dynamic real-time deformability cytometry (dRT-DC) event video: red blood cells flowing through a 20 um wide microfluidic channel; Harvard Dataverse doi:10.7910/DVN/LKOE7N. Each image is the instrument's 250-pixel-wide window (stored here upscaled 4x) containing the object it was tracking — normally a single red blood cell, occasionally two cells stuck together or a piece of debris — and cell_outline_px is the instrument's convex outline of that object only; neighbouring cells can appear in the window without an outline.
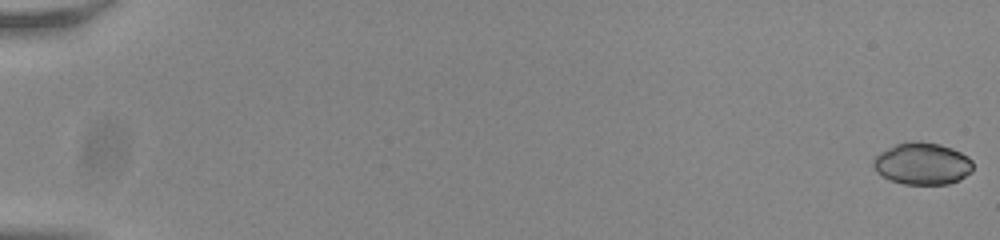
{"species": "common noctule bat (a hibernating species)", "species_latin": "Nyctalus noctula", "temperature_condition": "room temperature", "stored_images_in_passage": 45, "camera_frame_rate_fps": 3000, "um_per_image_px": 0.085, "animal": {"sex": "male", "body_mass_g": 20.0, "forearm_length_mm": 53.3}, "frame": {"image": 1, "passage_image": 1, "time_ms": 0.0, "image_size_px": [1000, 240], "cell_outline_px": [[972, 172], [960, 180], [948, 184], [904, 184], [888, 180], [876, 172], [872, 164], [872, 160], [880, 152], [896, 144], [912, 140], [920, 140], [940, 144], [952, 148], [968, 156], [972, 160]], "centroid_in_image_um": [78.39, 13.9], "position_along_channel_um": 6.6, "area_um2": 24.74}}
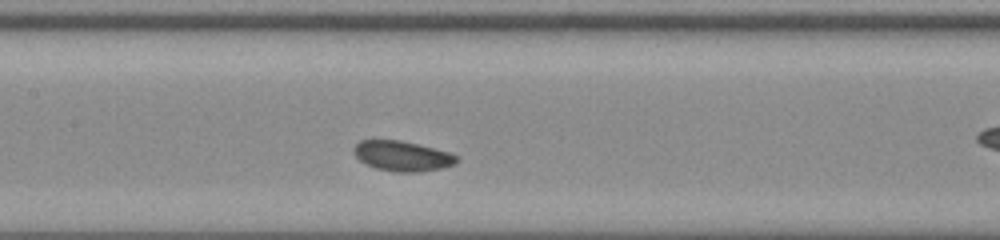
{"frame": {"image": 2, "passage_image": 25, "time_ms": 8.0, "image_size_px": [1000, 240], "cell_outline_px": [[460, 160], [456, 164], [444, 168], [416, 172], [396, 172], [376, 168], [364, 164], [352, 152], [352, 148], [360, 140], [400, 140], [452, 152]], "centroid_in_image_um": [34.21, 13.26], "position_along_channel_um": 173.2, "area_um2": 18.32}}
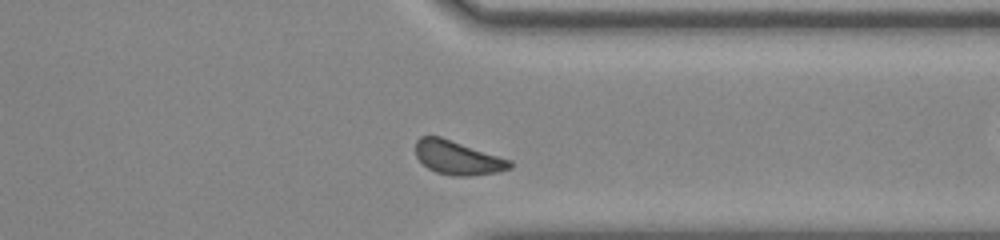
{"frame": {"image": 3, "passage_image": 41, "time_ms": 13.333, "image_size_px": [1000, 240], "cell_outline_px": [[512, 168], [496, 172], [468, 176], [452, 176], [436, 172], [428, 168], [416, 156], [416, 140], [420, 136], [440, 136], [512, 160]], "centroid_in_image_um": [38.91, 13.4], "position_along_channel_um": 372.5, "area_um2": 18.55}, "authors_computed_cell_mechanics": {"area_um2": 18.7272, "velocity_mm_per_s": 3.735, "shape_relaxation_time_tau1_ms": 2.1712, "shape_relaxation_time_tau2_ms": null, "deformation_change_tau1": 0.0633, "deformation_change_tau2": null}}